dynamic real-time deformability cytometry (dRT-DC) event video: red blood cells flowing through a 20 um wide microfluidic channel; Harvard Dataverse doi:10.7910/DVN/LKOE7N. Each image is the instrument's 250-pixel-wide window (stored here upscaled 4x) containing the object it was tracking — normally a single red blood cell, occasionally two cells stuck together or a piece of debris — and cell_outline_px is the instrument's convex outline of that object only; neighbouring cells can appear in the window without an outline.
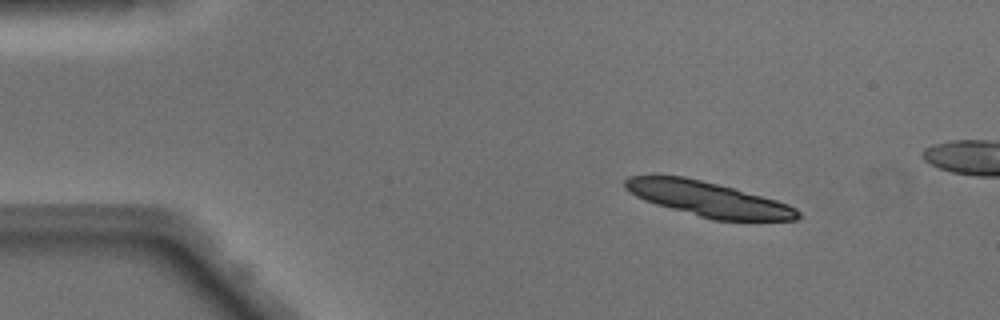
{"species": "Egyptian fruit bat (a non-hibernating species)", "species_latin": "Rousettus aegyptiacus", "temperature_condition": "warm", "stored_images_in_passage": 7, "camera_frame_rate_fps": 3000, "um_per_image_px": 0.085, "animal": {"sex": "male"}, "frame": {"image": 1, "passage_image": 1, "time_ms": 0.0, "image_size_px": [1000, 320], "cell_outline_px": [[800, 216], [796, 220], [712, 220], [656, 204], [644, 200], [636, 196], [624, 188], [624, 180], [628, 176], [684, 176], [732, 188], [776, 200], [788, 204], [796, 208], [800, 212]], "centroid_in_image_um": [60.19, 16.93], "position_along_channel_um": 24.8, "area_um2": 34.56}}